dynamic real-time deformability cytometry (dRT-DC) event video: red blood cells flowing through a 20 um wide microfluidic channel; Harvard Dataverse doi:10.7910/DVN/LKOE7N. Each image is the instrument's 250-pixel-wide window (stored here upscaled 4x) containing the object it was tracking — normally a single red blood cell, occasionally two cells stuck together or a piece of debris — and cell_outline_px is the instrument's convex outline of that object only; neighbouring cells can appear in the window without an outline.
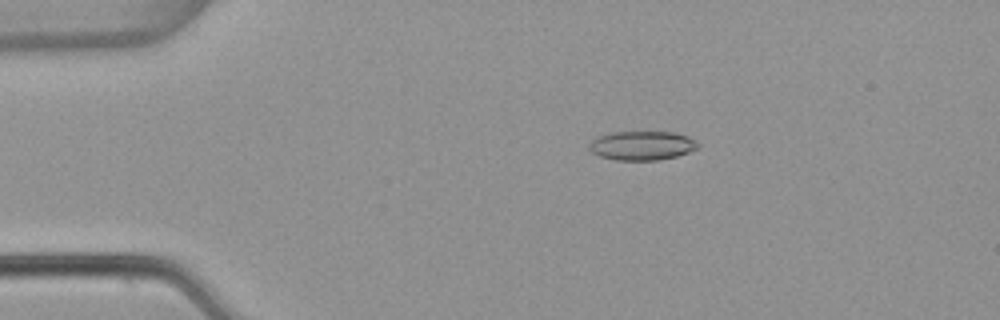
{"species": "common noctule bat (a hibernating species)", "species_latin": "Nyctalus noctula", "temperature_condition": "warm", "stored_images_in_passage": 54, "camera_frame_rate_fps": 3000, "um_per_image_px": 0.085, "animal": {"sex": "female", "body_mass_g": 22.7, "forearm_length_mm": 54.2}, "frame": {"image": 1, "passage_image": 11, "time_ms": 3.333, "image_size_px": [1000, 320], "cell_outline_px": [[700, 144], [696, 148], [688, 152], [676, 156], [660, 160], [616, 160], [600, 156], [592, 152], [588, 148], [588, 144], [592, 140], [600, 136], [612, 132], [672, 132], [688, 136], [696, 140]], "centroid_in_image_um": [54.57, 12.37], "position_along_channel_um": 30.4, "area_um2": 18.38}}
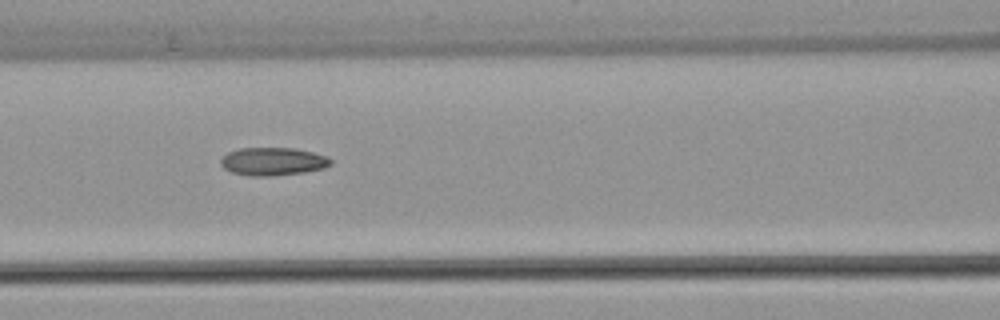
{"frame": {"image": 2, "passage_image": 24, "time_ms": 7.667, "image_size_px": [1000, 320], "cell_outline_px": [[332, 164], [324, 168], [304, 172], [272, 176], [248, 176], [232, 172], [224, 168], [220, 164], [220, 160], [228, 152], [240, 148], [296, 148], [328, 156], [332, 160]], "centroid_in_image_um": [23.21, 13.72], "position_along_channel_um": 143.4, "area_um2": 18.03}}
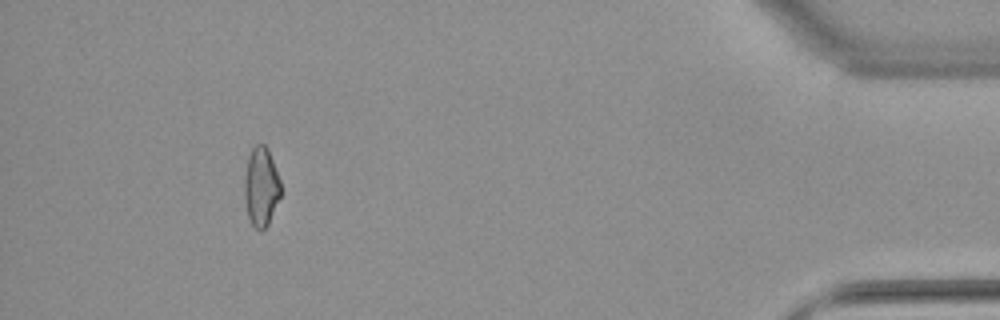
{"frame": {"image": 3, "passage_image": 50, "time_ms": 16.333, "image_size_px": [1000, 320], "cell_outline_px": [[280, 196], [268, 224], [260, 232], [252, 224], [248, 216], [244, 200], [244, 176], [248, 156], [252, 148], [256, 144], [264, 144], [268, 148], [280, 180]], "centroid_in_image_um": [22.17, 15.86], "position_along_channel_um": 413.0, "area_um2": 16.76}, "authors_computed_cell_mechanics": {"area_um2": 17.7157, "velocity_mm_per_s": 3.8436, "shape_relaxation_time_tau1_ms": null, "shape_relaxation_time_tau2_ms": 6.0698, "deformation_change_tau1": null, "deformation_change_tau2": 0.1448}}